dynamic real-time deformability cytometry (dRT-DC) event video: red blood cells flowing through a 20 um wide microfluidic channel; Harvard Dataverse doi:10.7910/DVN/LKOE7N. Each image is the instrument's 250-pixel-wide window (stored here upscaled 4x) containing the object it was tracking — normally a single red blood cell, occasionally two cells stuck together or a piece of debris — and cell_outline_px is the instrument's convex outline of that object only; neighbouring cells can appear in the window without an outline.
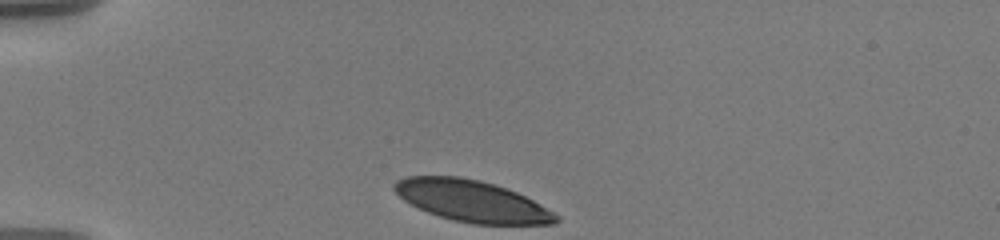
{"species": "human", "species_latin": "Homo sapiens", "temperature_condition": "warm", "stored_images_in_passage": 36, "camera_frame_rate_fps": 3000, "um_per_image_px": 0.085, "donor": {"sex": "male"}, "frame": {"image": 1, "passage_image": 1, "time_ms": 0.0, "image_size_px": [1000, 240], "cell_outline_px": [[560, 220], [552, 224], [472, 224], [452, 220], [428, 212], [404, 200], [392, 188], [392, 184], [396, 180], [404, 176], [460, 176], [480, 180], [496, 184], [508, 188], [532, 200], [560, 216]], "centroid_in_image_um": [40.1, 17.07], "position_along_channel_um": 44.9, "area_um2": 39.02}}
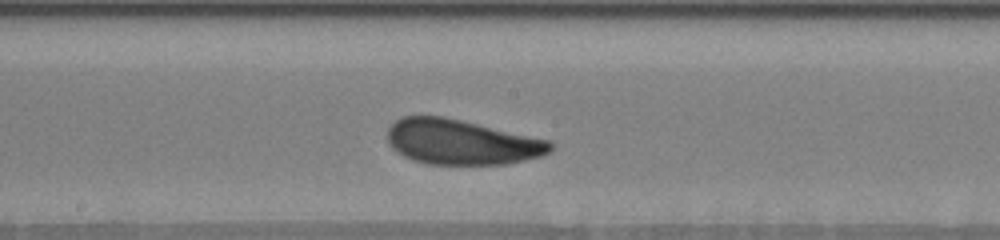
{"frame": {"image": 2, "passage_image": 18, "time_ms": 5.667, "image_size_px": [1000, 240], "cell_outline_px": [[556, 144], [544, 156], [504, 164], [428, 164], [412, 160], [396, 152], [388, 144], [388, 128], [396, 120], [404, 116], [440, 116], [460, 120], [548, 140]], "centroid_in_image_um": [39.2, 12.09], "position_along_channel_um": 209.0, "area_um2": 42.54}}
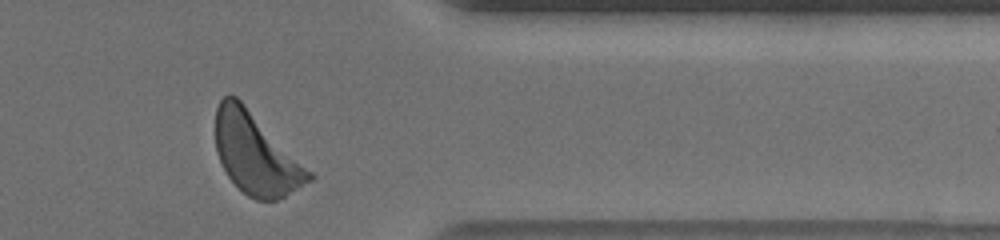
{"frame": {"image": 3, "passage_image": 34, "time_ms": 11.0, "image_size_px": [1000, 240], "cell_outline_px": [[316, 176], [312, 180], [284, 196], [276, 200], [256, 200], [248, 196], [228, 176], [216, 152], [216, 108], [220, 100], [228, 92], [236, 96]], "centroid_in_image_um": [21.74, 13.07], "position_along_channel_um": 389.7, "area_um2": 43.47}, "authors_computed_cell_mechanics": {"area_um2": 42.7142, "velocity_mm_per_s": 3.5532, "shape_relaxation_time_tau1_ms": 2.5063, "shape_relaxation_time_tau2_ms": 5.3074, "deformation_change_tau1": 0.1113, "deformation_change_tau2": 0.127}}